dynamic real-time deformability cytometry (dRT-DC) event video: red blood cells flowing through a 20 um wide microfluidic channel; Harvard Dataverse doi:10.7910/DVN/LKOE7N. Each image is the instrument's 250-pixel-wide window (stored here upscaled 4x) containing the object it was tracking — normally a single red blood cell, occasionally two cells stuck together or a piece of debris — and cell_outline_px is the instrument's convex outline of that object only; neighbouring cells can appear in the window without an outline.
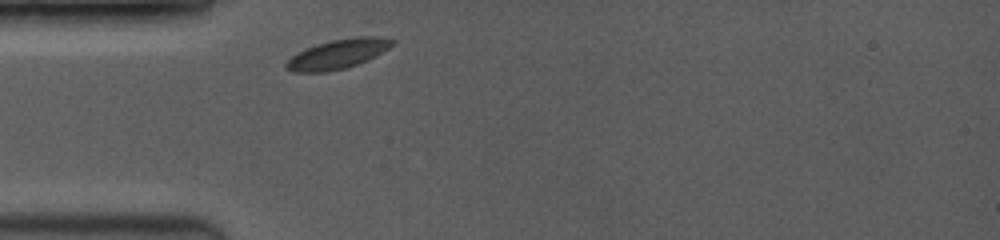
{"species": "common noctule bat (a hibernating species)", "species_latin": "Nyctalus noctula", "temperature_condition": "room temperature", "stored_images_in_passage": 1, "camera_frame_rate_fps": 3500, "um_per_image_px": 0.085, "animal": {"sex": "female", "body_mass_g": 19.0, "forearm_length_mm": 53.3}, "frame": {"image": 1, "passage_image": 1, "time_ms": 0.0, "image_size_px": [1000, 240], "cell_outline_px": [[396, 44], [376, 56], [368, 60], [344, 68], [328, 72], [296, 72], [284, 68], [284, 64], [296, 52], [316, 44], [332, 40], [356, 36], [380, 36], [396, 40]], "centroid_in_image_um": [28.75, 4.58], "position_along_channel_um": 56.3, "area_um2": 18.44}}